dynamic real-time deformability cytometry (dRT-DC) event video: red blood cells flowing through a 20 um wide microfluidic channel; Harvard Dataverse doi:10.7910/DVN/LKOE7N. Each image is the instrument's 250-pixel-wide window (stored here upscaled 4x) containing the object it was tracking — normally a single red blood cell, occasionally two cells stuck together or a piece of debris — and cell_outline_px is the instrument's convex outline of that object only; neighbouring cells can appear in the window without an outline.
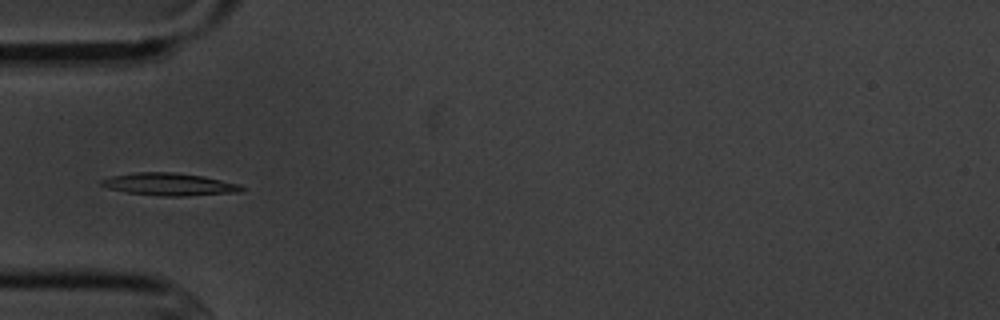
{"species": "common noctule bat (a hibernating species)", "species_latin": "Nyctalus noctula", "temperature_condition": "cold", "stored_images_in_passage": 9, "camera_frame_rate_fps": 3000, "um_per_image_px": 0.085, "animal": {"sex": "male", "body_mass_g": 20.1, "forearm_length_mm": 53.5}, "frame": {"image": 1, "passage_image": 4, "time_ms": 3.667, "image_size_px": [1000, 320], "cell_outline_px": [[244, 192], [188, 196], [160, 196], [128, 192], [108, 188], [100, 184], [100, 180], [112, 176], [136, 172], [172, 172], [204, 176], [240, 184], [244, 188]], "centroid_in_image_um": [14.45, 15.67], "position_along_channel_um": 70.5, "area_um2": 18.44}}
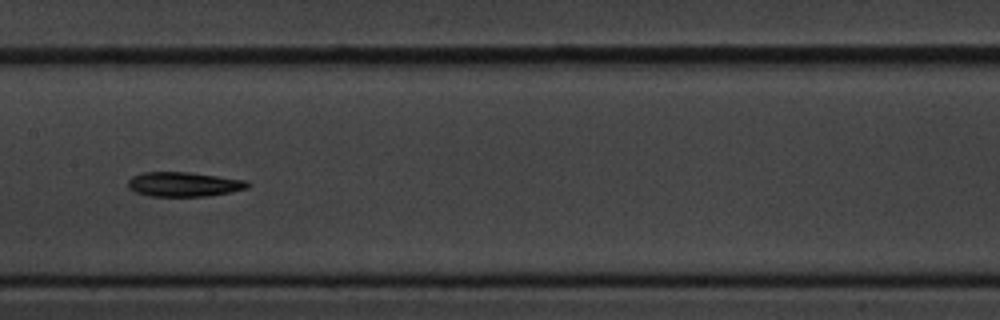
{"frame": {"image": 2, "passage_image": 7, "time_ms": 7.0, "image_size_px": [1000, 320], "cell_outline_px": [[252, 184], [248, 188], [232, 192], [204, 196], [148, 196], [136, 192], [128, 188], [128, 180], [132, 176], [144, 172], [188, 172], [248, 180]], "centroid_in_image_um": [15.65, 15.66], "position_along_channel_um": 191.7, "area_um2": 17.22}}
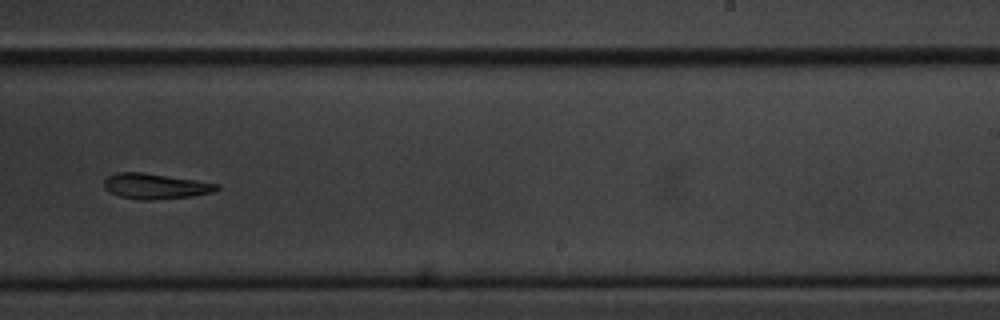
{"frame": {"image": 3, "passage_image": 9, "time_ms": 9.333, "image_size_px": [1000, 320], "cell_outline_px": [[220, 188], [212, 192], [192, 196], [152, 200], [140, 200], [120, 196], [104, 188], [104, 180], [108, 176], [116, 172], [140, 172], [196, 180], [220, 184]], "centroid_in_image_um": [13.21, 15.82], "position_along_channel_um": 275.8, "area_um2": 16.59}}